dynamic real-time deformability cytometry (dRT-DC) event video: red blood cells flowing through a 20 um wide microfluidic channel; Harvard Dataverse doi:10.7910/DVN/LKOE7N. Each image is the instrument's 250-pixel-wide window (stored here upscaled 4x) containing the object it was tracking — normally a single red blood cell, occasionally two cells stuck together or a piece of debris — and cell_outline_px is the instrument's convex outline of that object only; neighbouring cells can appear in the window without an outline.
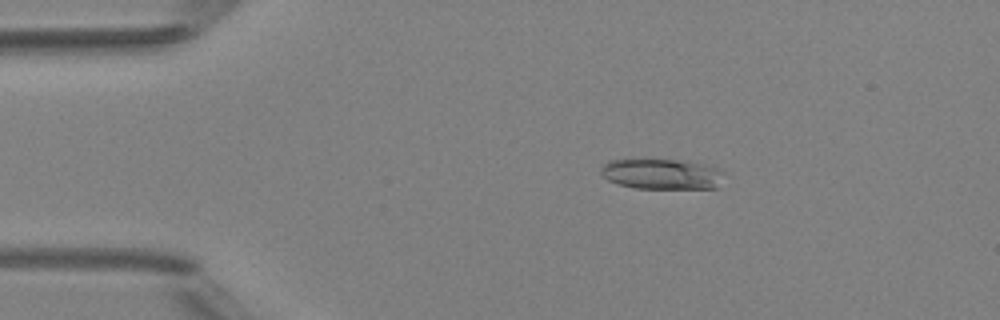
{"species": "Egyptian fruit bat (a non-hibernating species)", "species_latin": "Rousettus aegyptiacus", "temperature_condition": "room temperature", "stored_images_in_passage": 3, "camera_frame_rate_fps": 3000, "um_per_image_px": 0.085, "animal": {"sex": "female"}, "frame": {"image": 1, "passage_image": 1, "time_ms": 0.0, "image_size_px": [1000, 320], "cell_outline_px": [[724, 172], [716, 188], [636, 188], [620, 184], [608, 180], [600, 172], [604, 164], [608, 160], [688, 160], [720, 168]], "centroid_in_image_um": [56.28, 14.78], "position_along_channel_um": 28.7, "area_um2": 21.68}}